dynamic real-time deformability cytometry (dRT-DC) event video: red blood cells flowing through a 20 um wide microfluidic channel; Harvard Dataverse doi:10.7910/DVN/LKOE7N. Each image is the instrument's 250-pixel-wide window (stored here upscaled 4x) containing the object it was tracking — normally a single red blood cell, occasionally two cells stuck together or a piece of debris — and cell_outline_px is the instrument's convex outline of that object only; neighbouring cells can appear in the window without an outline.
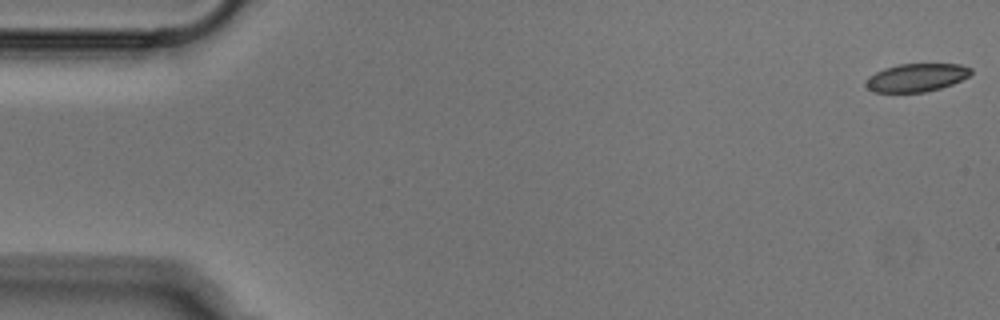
{"species": "Egyptian fruit bat (a non-hibernating species)", "species_latin": "Rousettus aegyptiacus", "temperature_condition": "cold", "stored_images_in_passage": 9, "camera_frame_rate_fps": 3000, "um_per_image_px": 0.085, "animal": {"sex": "male"}, "frame": {"image": 1, "passage_image": 1, "time_ms": 0.0, "image_size_px": [1000, 320], "cell_outline_px": [[972, 72], [968, 76], [952, 84], [940, 88], [924, 92], [872, 92], [864, 84], [868, 76], [884, 68], [900, 64], [960, 64], [972, 68]], "centroid_in_image_um": [77.87, 6.59], "position_along_channel_um": 7.1, "area_um2": 17.17}}